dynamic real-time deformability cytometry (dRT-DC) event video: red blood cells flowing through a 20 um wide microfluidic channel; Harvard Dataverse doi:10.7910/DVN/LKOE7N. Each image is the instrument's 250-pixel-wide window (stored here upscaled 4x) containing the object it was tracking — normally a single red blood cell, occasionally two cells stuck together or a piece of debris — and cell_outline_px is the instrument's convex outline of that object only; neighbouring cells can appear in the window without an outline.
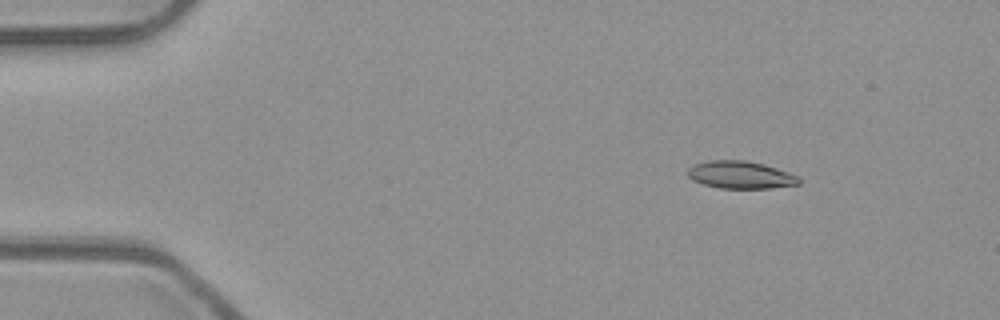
{"species": "common noctule bat (a hibernating species)", "species_latin": "Nyctalus noctula", "temperature_condition": "room temperature", "stored_images_in_passage": 47, "camera_frame_rate_fps": 3000, "um_per_image_px": 0.085, "animal": {"sex": "male", "body_mass_g": 23.1, "forearm_length_mm": 52.7}, "frame": {"image": 1, "passage_image": 2, "time_ms": 0.333, "image_size_px": [1000, 320], "cell_outline_px": [[800, 184], [772, 188], [720, 188], [704, 184], [692, 180], [688, 176], [688, 168], [692, 164], [708, 160], [744, 160], [764, 164], [800, 176]], "centroid_in_image_um": [62.94, 14.86], "position_along_channel_um": 22.1, "area_um2": 17.92}}
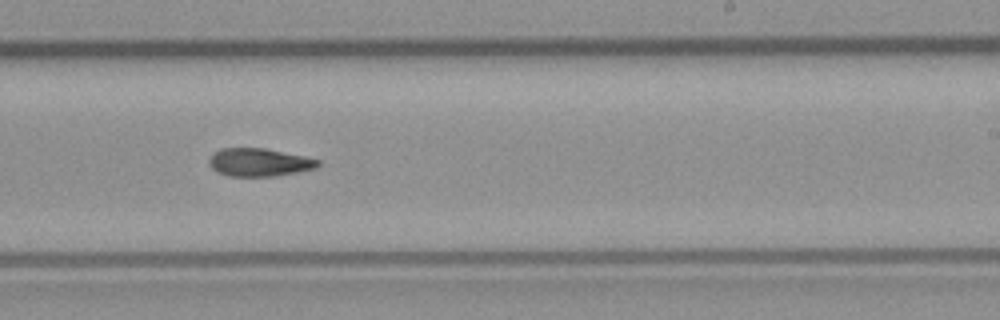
{"frame": {"image": 2, "passage_image": 27, "time_ms": 8.667, "image_size_px": [1000, 320], "cell_outline_px": [[320, 164], [316, 168], [276, 176], [228, 176], [216, 172], [208, 164], [208, 160], [212, 152], [220, 148], [264, 148], [304, 156], [320, 160]], "centroid_in_image_um": [21.98, 13.79], "position_along_channel_um": 267.0, "area_um2": 17.92}}
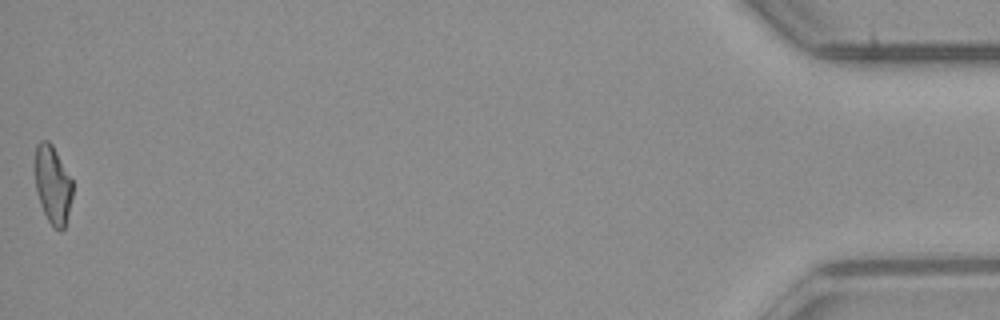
{"frame": {"image": 3, "passage_image": 47, "time_ms": 15.333, "image_size_px": [1000, 320], "cell_outline_px": [[72, 196], [64, 228], [60, 232], [52, 228], [40, 204], [36, 188], [32, 168], [32, 164], [36, 144], [40, 140], [48, 140], [52, 144], [72, 180]], "centroid_in_image_um": [4.42, 15.66], "position_along_channel_um": 430.8, "area_um2": 17.57}}